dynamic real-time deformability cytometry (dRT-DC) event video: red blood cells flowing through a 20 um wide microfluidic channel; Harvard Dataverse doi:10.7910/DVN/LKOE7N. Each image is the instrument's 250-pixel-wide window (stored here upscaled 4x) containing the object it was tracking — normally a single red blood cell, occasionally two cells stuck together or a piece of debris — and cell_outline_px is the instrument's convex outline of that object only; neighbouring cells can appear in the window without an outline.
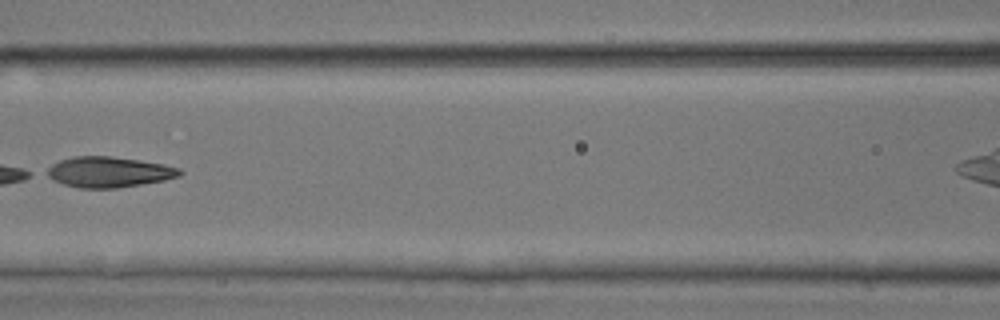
{"species": "common noctule bat (a hibernating species)", "species_latin": "Nyctalus noctula", "temperature_condition": "room temperature", "stored_images_in_passage": 9, "camera_frame_rate_fps": 3000, "um_per_image_px": 0.085, "animal": {"sex": "male", "body_mass_g": 17.9, "forearm_length_mm": 54.2}, "frame": {"image": 1, "passage_image": 7, "time_ms": 2.0, "image_size_px": [1000, 320], "cell_outline_px": [[184, 172], [180, 176], [164, 180], [116, 188], [80, 188], [64, 184], [52, 180], [44, 176], [40, 172], [52, 164], [60, 160], [72, 156], [112, 156], [164, 164], [180, 168]], "centroid_in_image_um": [9.17, 14.62], "position_along_channel_um": 157.4, "area_um2": 23.99}}
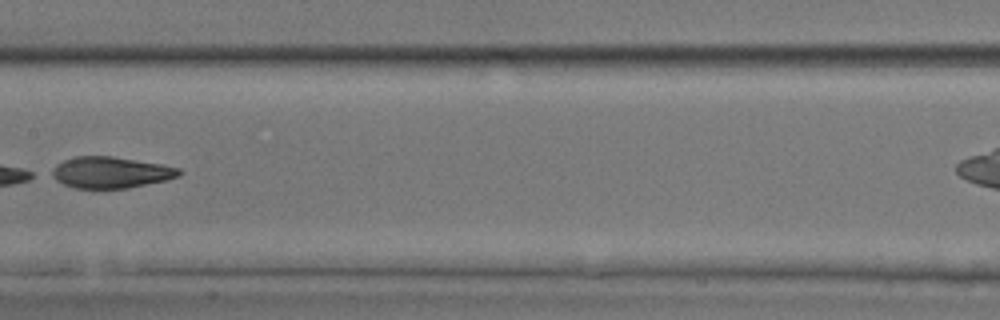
{"frame": {"image": 2, "passage_image": 8, "time_ms": 2.333, "image_size_px": [1000, 320], "cell_outline_px": [[184, 172], [180, 176], [168, 180], [128, 188], [76, 188], [64, 184], [48, 176], [44, 172], [56, 164], [64, 160], [76, 156], [112, 156], [160, 164], [180, 168]], "centroid_in_image_um": [9.35, 14.65], "position_along_channel_um": 198.0, "area_um2": 23.64}}